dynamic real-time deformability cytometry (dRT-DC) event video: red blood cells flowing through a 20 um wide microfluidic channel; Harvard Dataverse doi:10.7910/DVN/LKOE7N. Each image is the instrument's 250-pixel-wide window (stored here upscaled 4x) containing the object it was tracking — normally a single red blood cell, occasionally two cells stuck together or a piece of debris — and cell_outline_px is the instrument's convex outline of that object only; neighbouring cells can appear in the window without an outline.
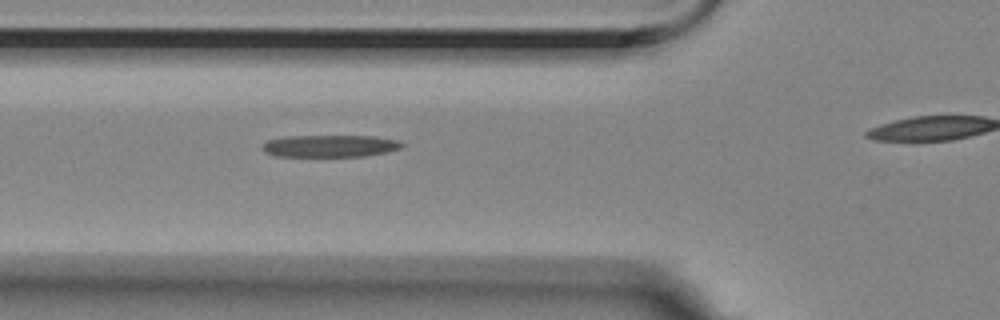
{"species": "Egyptian fruit bat (a non-hibernating species)", "species_latin": "Rousettus aegyptiacus", "temperature_condition": "room temperature", "stored_images_in_passage": 4, "segment_of_instrument_passage": [1, 2], "camera_frame_rate_fps": 3000, "um_per_image_px": 0.085, "animal": {"sex": "female"}, "frame": {"image": 1, "passage_image": 3, "time_ms": 0.667, "image_size_px": [1000, 320], "cell_outline_px": [[404, 144], [400, 148], [388, 152], [364, 156], [276, 156], [264, 152], [260, 148], [268, 140], [284, 136], [376, 136], [396, 140]], "centroid_in_image_um": [28.03, 12.4], "position_along_channel_um": 97.8, "area_um2": 17.98}}